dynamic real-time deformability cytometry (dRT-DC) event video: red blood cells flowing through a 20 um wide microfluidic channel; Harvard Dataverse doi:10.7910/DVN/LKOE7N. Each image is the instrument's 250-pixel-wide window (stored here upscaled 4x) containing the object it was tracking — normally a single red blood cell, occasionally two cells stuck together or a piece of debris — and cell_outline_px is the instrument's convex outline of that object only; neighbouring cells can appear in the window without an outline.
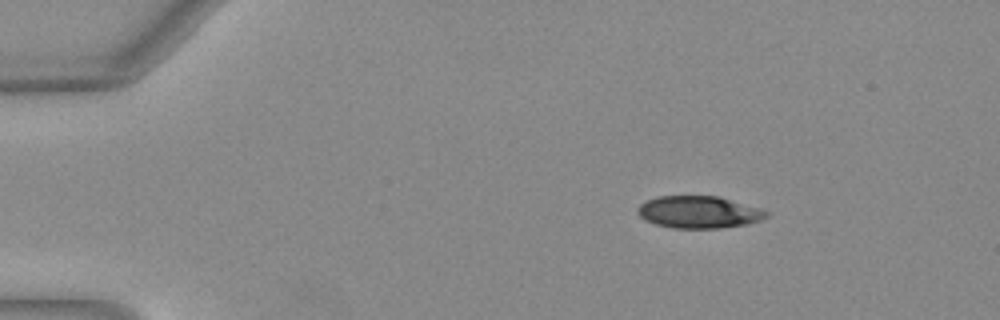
{"species": "Egyptian fruit bat (a non-hibernating species)", "species_latin": "Rousettus aegyptiacus", "temperature_condition": "warm", "stored_images_in_passage": 42, "camera_frame_rate_fps": 3000, "um_per_image_px": 0.085, "animal": {"sex": "female"}, "frame": {"image": 1, "passage_image": 1, "time_ms": 0.0, "image_size_px": [1000, 320], "cell_outline_px": [[768, 216], [760, 220], [748, 224], [720, 228], [672, 228], [656, 224], [644, 220], [636, 212], [636, 208], [640, 204], [648, 200], [660, 196], [720, 196], [760, 208], [768, 212]], "centroid_in_image_um": [59.39, 18.03], "position_along_channel_um": 25.6, "area_um2": 24.22}}
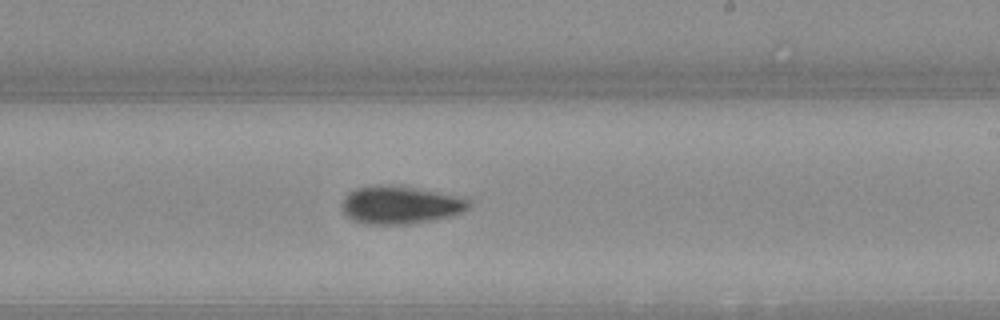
{"frame": {"image": 2, "passage_image": 24, "time_ms": 7.667, "image_size_px": [1000, 320], "cell_outline_px": [[468, 208], [464, 212], [432, 220], [404, 224], [364, 224], [352, 220], [344, 212], [344, 200], [348, 192], [356, 188], [412, 188], [452, 196], [468, 200]], "centroid_in_image_um": [34.0, 17.48], "position_along_channel_um": 255.0, "area_um2": 26.3}}
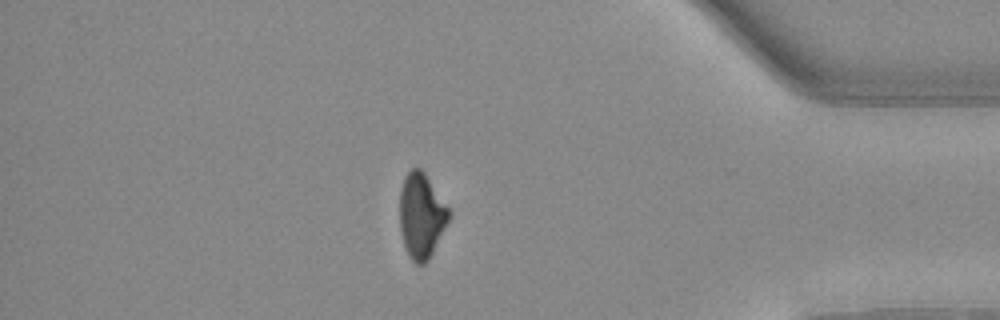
{"frame": {"image": 3, "passage_image": 37, "time_ms": 12.0, "image_size_px": [1000, 320], "cell_outline_px": [[452, 216], [428, 260], [424, 264], [416, 264], [408, 256], [400, 232], [400, 188], [404, 176], [412, 168], [420, 168], [424, 172], [452, 212]], "centroid_in_image_um": [35.83, 18.33], "position_along_channel_um": 399.4, "area_um2": 24.57}}